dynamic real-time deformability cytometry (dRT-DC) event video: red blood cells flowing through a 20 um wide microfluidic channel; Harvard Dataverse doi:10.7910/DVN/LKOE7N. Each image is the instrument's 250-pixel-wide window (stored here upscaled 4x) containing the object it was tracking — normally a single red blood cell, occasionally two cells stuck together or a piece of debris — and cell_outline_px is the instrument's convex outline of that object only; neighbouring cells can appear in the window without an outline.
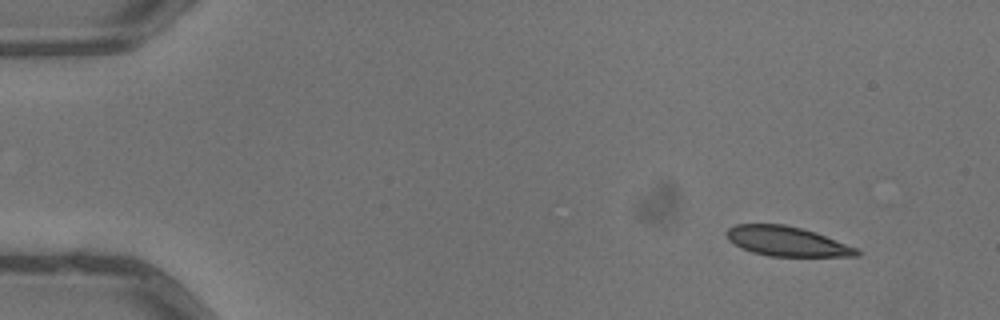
{"species": "common noctule bat (a hibernating species)", "species_latin": "Nyctalus noctula", "temperature_condition": "warm", "stored_images_in_passage": 4, "camera_frame_rate_fps": 3000, "um_per_image_px": 0.085, "animal": {"sex": "male", "body_mass_g": 13.3}, "frame": {"image": 1, "passage_image": 1, "time_ms": 0.0, "image_size_px": [1000, 320], "cell_outline_px": [[860, 256], [768, 256], [752, 252], [740, 248], [728, 240], [724, 232], [728, 228], [736, 224], [784, 224], [816, 232], [856, 248], [860, 252]], "centroid_in_image_um": [66.83, 20.51], "position_along_channel_um": 18.2, "area_um2": 22.48}}